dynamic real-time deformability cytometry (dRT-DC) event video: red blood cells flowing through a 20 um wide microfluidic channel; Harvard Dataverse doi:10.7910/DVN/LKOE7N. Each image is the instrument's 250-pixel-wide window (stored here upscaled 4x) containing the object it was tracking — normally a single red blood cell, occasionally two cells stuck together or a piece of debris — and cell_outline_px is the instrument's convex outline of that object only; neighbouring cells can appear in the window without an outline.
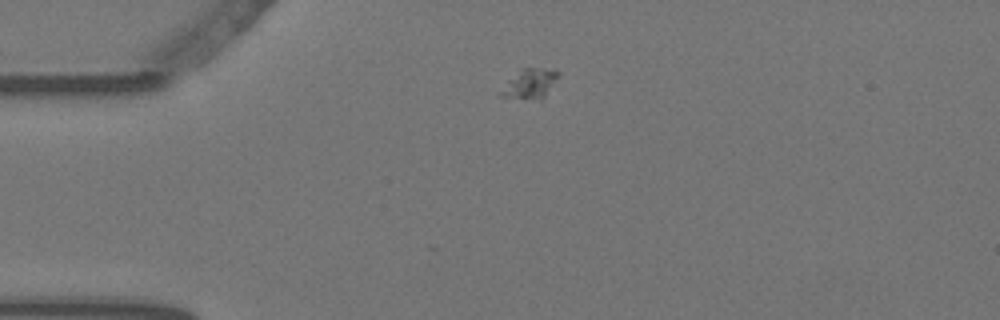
{"species": "Egyptian fruit bat (a non-hibernating species)", "species_latin": "Rousettus aegyptiacus", "temperature_condition": "warm", "stored_images_in_passage": 22, "camera_frame_rate_fps": 3000, "um_per_image_px": 0.085, "animal": {"sex": "female"}, "frame": {"image": 1, "passage_image": 5, "time_ms": 1.333, "image_size_px": [1000, 320], "cell_outline_px": [[560, 76], [544, 96], [540, 100], [524, 100], [496, 96], [508, 80], [520, 68], [540, 68], [560, 72]], "centroid_in_image_um": [45.0, 7.14], "position_along_channel_um": 40.0, "area_um2": 10.17}}
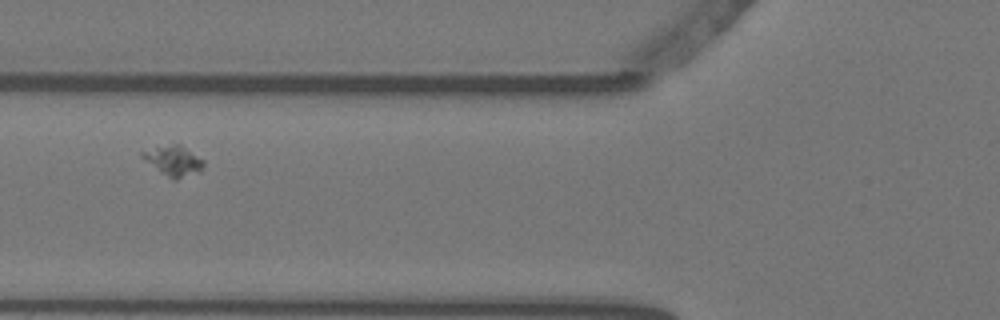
{"frame": {"image": 2, "passage_image": 14, "time_ms": 4.333, "image_size_px": [1000, 320], "cell_outline_px": [[204, 164], [200, 172], [176, 180], [172, 180], [160, 172], [144, 160], [140, 156], [140, 152], [172, 144], [180, 144], [204, 160]], "centroid_in_image_um": [14.76, 13.69], "position_along_channel_um": 111.0, "area_um2": 10.69}}